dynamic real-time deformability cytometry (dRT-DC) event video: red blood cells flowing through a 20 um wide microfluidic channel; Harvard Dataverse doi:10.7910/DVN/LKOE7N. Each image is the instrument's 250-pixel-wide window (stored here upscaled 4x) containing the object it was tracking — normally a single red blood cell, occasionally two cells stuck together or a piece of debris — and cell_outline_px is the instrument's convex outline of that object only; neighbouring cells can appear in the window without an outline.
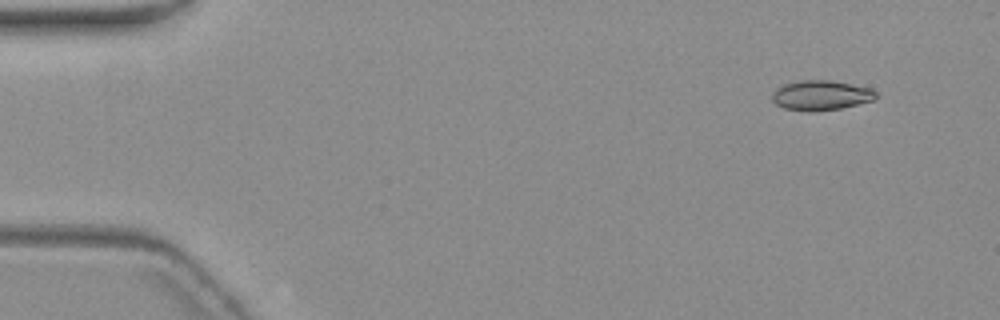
{"species": "common noctule bat (a hibernating species)", "species_latin": "Nyctalus noctula", "temperature_condition": "warm", "stored_images_in_passage": 5, "camera_frame_rate_fps": 3000, "um_per_image_px": 0.085, "animal": {"sex": "female", "body_mass_g": 19.3, "forearm_length_mm": 54.1}, "frame": {"image": 1, "passage_image": 1, "time_ms": 0.0, "image_size_px": [1000, 320], "cell_outline_px": [[880, 96], [876, 100], [840, 108], [812, 112], [808, 112], [784, 108], [776, 104], [772, 100], [772, 92], [776, 88], [784, 84], [800, 80], [832, 80], [872, 88]], "centroid_in_image_um": [69.81, 8.1], "position_along_channel_um": 15.2, "area_um2": 18.38}}
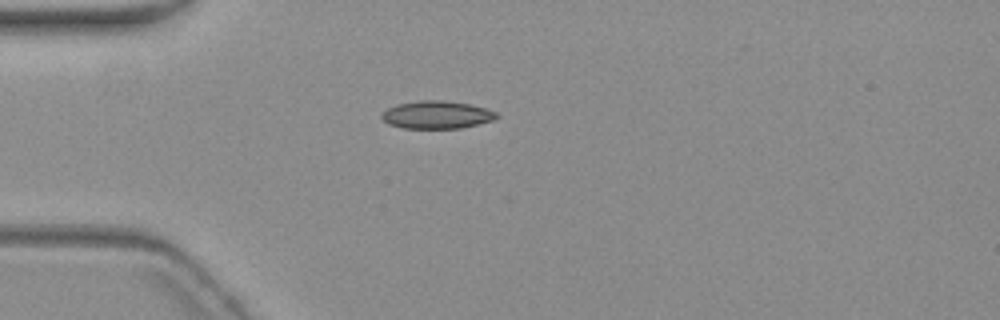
{"frame": {"image": 2, "passage_image": 4, "time_ms": 3.667, "image_size_px": [1000, 320], "cell_outline_px": [[500, 116], [492, 120], [460, 128], [404, 128], [388, 124], [380, 116], [388, 108], [396, 104], [420, 100], [444, 100], [468, 104], [484, 108], [496, 112]], "centroid_in_image_um": [37.1, 9.75], "position_along_channel_um": 47.9, "area_um2": 18.38}}